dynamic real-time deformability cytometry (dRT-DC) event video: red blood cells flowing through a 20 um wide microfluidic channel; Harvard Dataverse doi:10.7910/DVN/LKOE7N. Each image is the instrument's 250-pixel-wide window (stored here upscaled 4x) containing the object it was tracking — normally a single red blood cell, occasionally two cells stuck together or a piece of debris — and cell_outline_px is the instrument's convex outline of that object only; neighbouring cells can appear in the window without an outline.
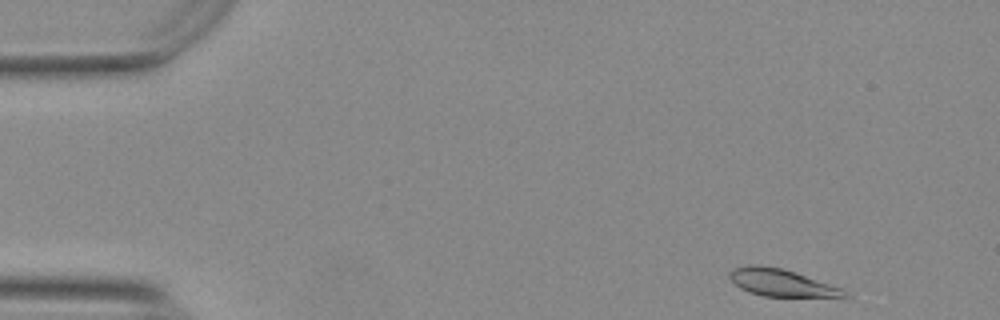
{"species": "Egyptian fruit bat (a non-hibernating species)", "species_latin": "Rousettus aegyptiacus", "temperature_condition": "warm", "stored_images_in_passage": 36, "camera_frame_rate_fps": 3000, "um_per_image_px": 0.085, "animal": {"sex": "female"}, "frame": {"image": 1, "passage_image": 1, "time_ms": 0.0, "image_size_px": [1000, 320], "cell_outline_px": [[848, 296], [764, 296], [748, 292], [740, 288], [728, 276], [728, 272], [732, 268], [748, 264], [760, 264], [780, 268], [796, 272], [844, 288]], "centroid_in_image_um": [66.37, 24.0], "position_along_channel_um": 18.6, "area_um2": 18.21}}
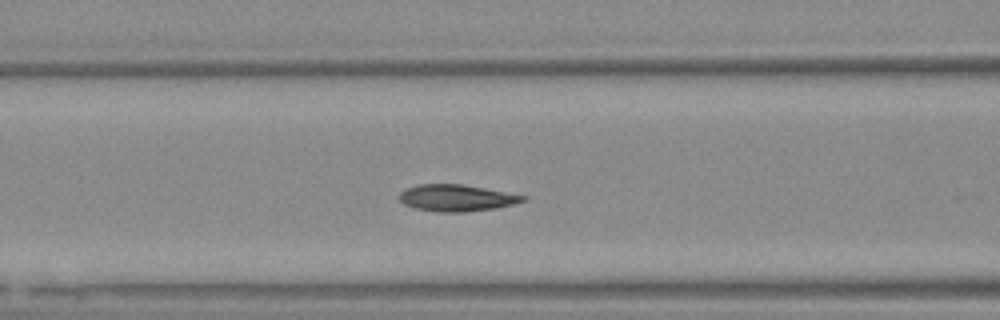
{"frame": {"image": 2, "passage_image": 18, "time_ms": 5.667, "image_size_px": [1000, 320], "cell_outline_px": [[528, 200], [496, 208], [464, 212], [436, 212], [416, 208], [404, 204], [396, 196], [404, 188], [420, 184], [460, 184], [528, 196]], "centroid_in_image_um": [38.77, 16.82], "position_along_channel_um": 127.8, "area_um2": 19.25}}
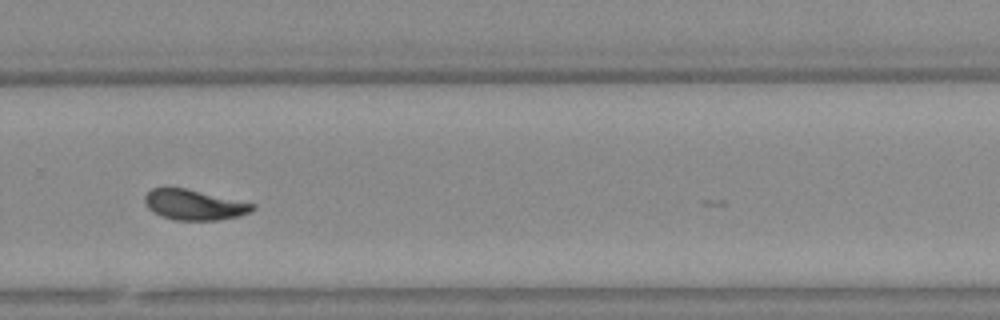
{"frame": {"image": 3, "passage_image": 33, "time_ms": 10.667, "image_size_px": [1000, 320], "cell_outline_px": [[256, 208], [252, 212], [240, 216], [216, 220], [172, 220], [160, 216], [152, 212], [148, 208], [144, 200], [144, 196], [152, 188], [184, 188], [256, 204]], "centroid_in_image_um": [16.51, 17.42], "position_along_channel_um": 313.3, "area_um2": 19.07}}